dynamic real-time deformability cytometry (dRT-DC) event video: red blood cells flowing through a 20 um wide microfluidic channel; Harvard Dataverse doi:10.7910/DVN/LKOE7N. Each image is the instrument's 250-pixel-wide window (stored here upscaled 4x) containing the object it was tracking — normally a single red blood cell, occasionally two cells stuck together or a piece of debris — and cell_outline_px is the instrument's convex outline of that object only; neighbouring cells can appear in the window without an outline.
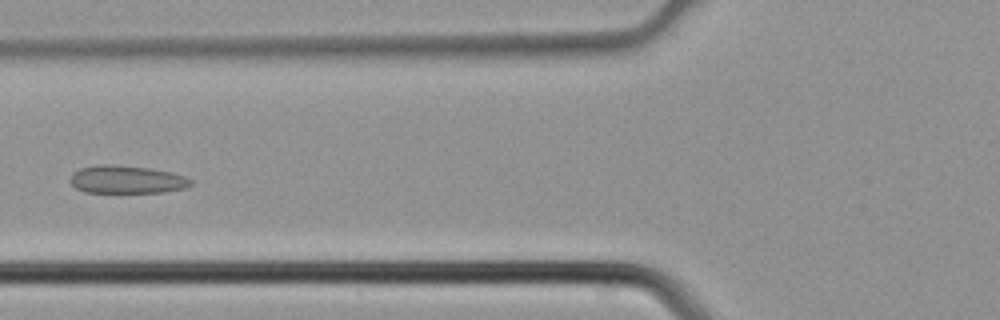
{"species": "common noctule bat (a hibernating species)", "species_latin": "Nyctalus noctula", "temperature_condition": "cold", "stored_images_in_passage": 4, "camera_frame_rate_fps": 3000, "um_per_image_px": 0.085, "animal": {"sex": "male", "body_mass_g": 21.5, "forearm_length_mm": 52.0}, "frame": {"image": 1, "passage_image": 4, "time_ms": 1.0, "image_size_px": [1000, 320], "cell_outline_px": [[192, 184], [188, 188], [164, 192], [84, 192], [76, 188], [72, 184], [72, 172], [80, 168], [100, 164], [112, 164], [148, 168], [172, 172], [184, 176], [192, 180]], "centroid_in_image_um": [10.8, 15.26], "position_along_channel_um": 115.0, "area_um2": 19.59}}